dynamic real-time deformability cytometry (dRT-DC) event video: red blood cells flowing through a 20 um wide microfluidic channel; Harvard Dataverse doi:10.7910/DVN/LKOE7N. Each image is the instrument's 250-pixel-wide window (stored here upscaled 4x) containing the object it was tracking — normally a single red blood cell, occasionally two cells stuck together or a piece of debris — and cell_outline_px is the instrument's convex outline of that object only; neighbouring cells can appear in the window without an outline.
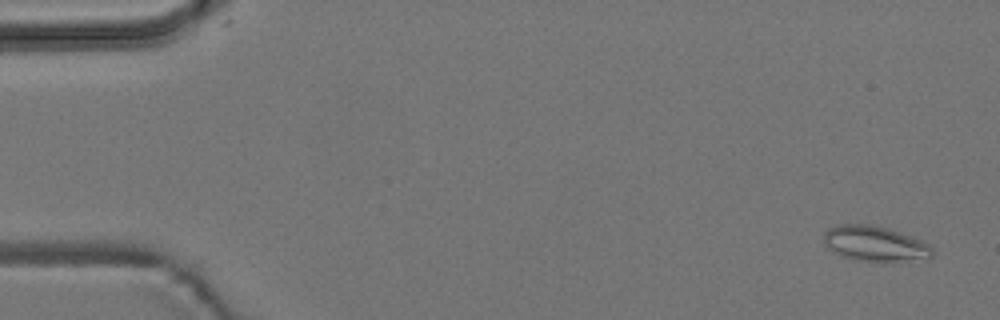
{"species": "common noctule bat (a hibernating species)", "species_latin": "Nyctalus noctula", "temperature_condition": "room temperature", "stored_images_in_passage": 5, "camera_frame_rate_fps": 3000, "um_per_image_px": 0.085, "animal": {"sex": "male", "body_mass_g": 19.2, "forearm_length_mm": 51.8}, "frame": {"image": 1, "passage_image": 1, "time_ms": 0.0, "image_size_px": [1000, 320], "cell_outline_px": [[932, 256], [896, 260], [852, 260], [828, 248], [824, 244], [824, 232], [828, 228], [840, 224], [868, 224], [884, 228], [920, 240], [928, 244], [932, 248]], "centroid_in_image_um": [74.26, 20.68], "position_along_channel_um": 10.7, "area_um2": 21.27}}
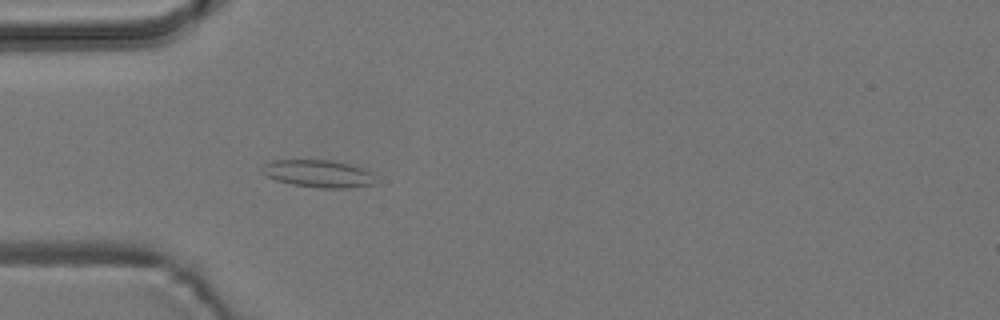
{"frame": {"image": 2, "passage_image": 5, "time_ms": 4.667, "image_size_px": [1000, 320], "cell_outline_px": [[372, 184], [352, 188], [316, 188], [292, 184], [276, 180], [264, 176], [260, 168], [264, 164], [272, 160], [332, 160], [368, 168]], "centroid_in_image_um": [26.99, 14.75], "position_along_channel_um": 58.0, "area_um2": 18.21}}